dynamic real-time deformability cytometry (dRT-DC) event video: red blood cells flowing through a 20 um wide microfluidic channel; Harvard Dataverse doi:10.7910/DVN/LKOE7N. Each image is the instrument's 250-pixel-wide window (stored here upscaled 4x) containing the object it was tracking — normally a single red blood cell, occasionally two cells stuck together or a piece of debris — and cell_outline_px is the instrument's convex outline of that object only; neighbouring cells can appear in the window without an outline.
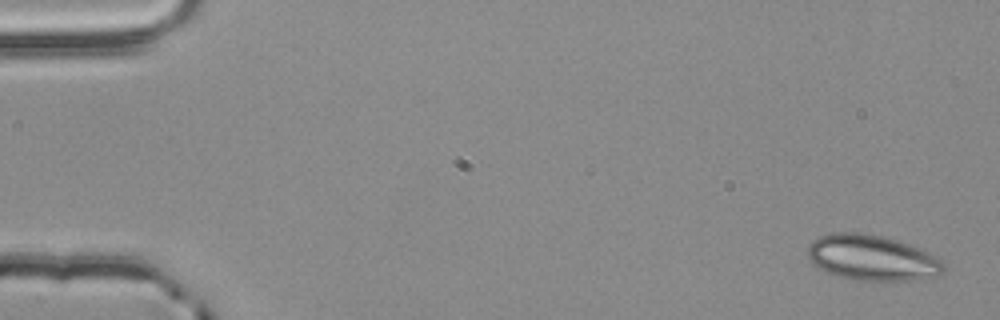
{"species": "common noctule bat (a hibernating species)", "species_latin": "Nyctalus noctula", "temperature_condition": "room temperature", "stored_images_in_passage": 3, "camera_frame_rate_fps": 3000, "um_per_image_px": 0.085, "animal": {"sex": "male", "body_mass_g": 20.4}, "frame": {"image": 1, "passage_image": 1, "time_ms": 0.0, "image_size_px": [1000, 320], "cell_outline_px": [[944, 272], [936, 276], [916, 280], [848, 280], [824, 272], [816, 268], [812, 264], [808, 256], [808, 248], [812, 240], [820, 236], [836, 232], [856, 232], [880, 236], [896, 240], [908, 244], [940, 256], [944, 264]], "centroid_in_image_um": [74.12, 21.93], "position_along_channel_um": 10.9, "area_um2": 36.47}}